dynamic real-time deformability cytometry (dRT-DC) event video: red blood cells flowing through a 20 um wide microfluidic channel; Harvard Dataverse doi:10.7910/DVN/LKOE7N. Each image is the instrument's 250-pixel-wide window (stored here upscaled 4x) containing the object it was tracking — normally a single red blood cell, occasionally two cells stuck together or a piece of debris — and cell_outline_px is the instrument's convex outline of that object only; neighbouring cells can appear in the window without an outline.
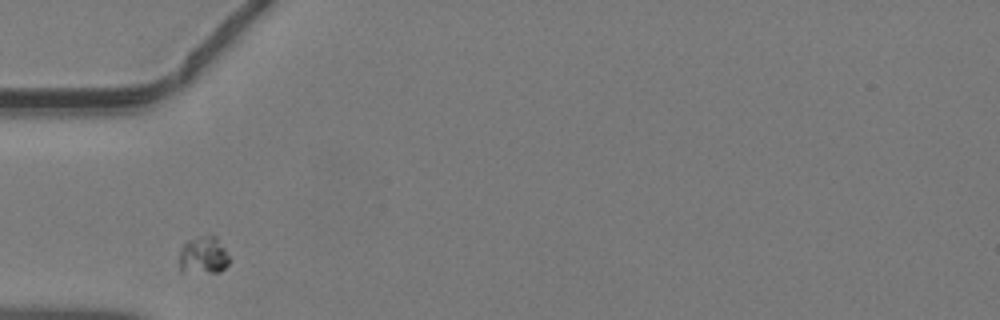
{"species": "common noctule bat (a hibernating species)", "species_latin": "Nyctalus noctula", "temperature_condition": "warm", "stored_images_in_passage": 31, "camera_frame_rate_fps": 3000, "um_per_image_px": 0.085, "animal": {"sex": "male", "body_mass_g": 19.2, "forearm_length_mm": 51.8}, "frame": {"image": 1, "passage_image": 1, "time_ms": 0.0, "image_size_px": [1000, 320], "cell_outline_px": [[228, 264], [220, 272], [180, 272], [180, 248], [188, 240], [208, 232], [216, 236], [224, 248], [228, 256]], "centroid_in_image_um": [17.27, 21.66], "position_along_channel_um": 67.7, "area_um2": 11.1}}
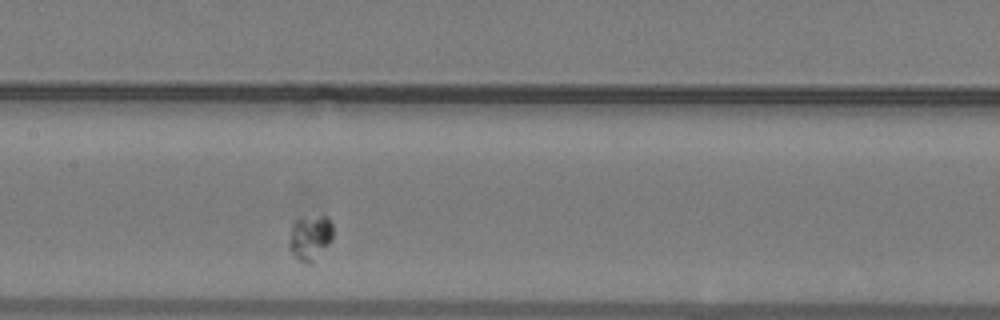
{"frame": {"image": 2, "passage_image": 9, "time_ms": 2.667, "image_size_px": [1000, 320], "cell_outline_px": [[332, 240], [308, 264], [292, 256], [288, 248], [288, 240], [292, 224], [296, 220], [324, 216], [332, 224]], "centroid_in_image_um": [26.3, 20.21], "position_along_channel_um": 181.1, "area_um2": 11.1}}
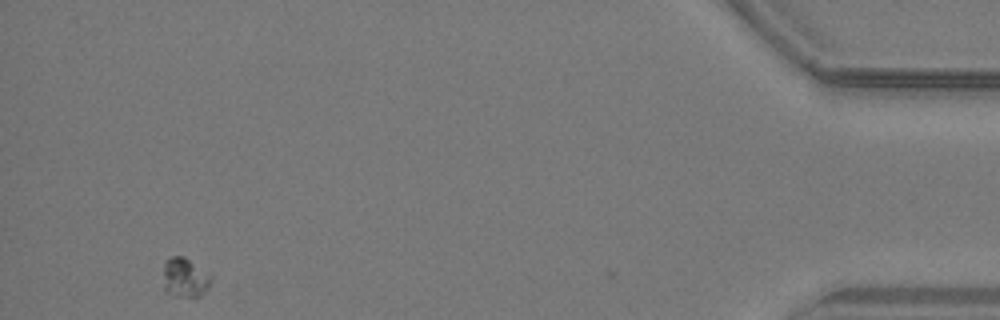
{"frame": {"image": 3, "passage_image": 31, "time_ms": 10.0, "image_size_px": [1000, 320], "cell_outline_px": [[212, 280], [208, 288], [200, 296], [176, 296], [168, 292], [164, 288], [164, 260], [168, 256], [184, 256], [212, 276]], "centroid_in_image_um": [15.71, 23.57], "position_along_channel_um": 419.5, "area_um2": 10.92}}